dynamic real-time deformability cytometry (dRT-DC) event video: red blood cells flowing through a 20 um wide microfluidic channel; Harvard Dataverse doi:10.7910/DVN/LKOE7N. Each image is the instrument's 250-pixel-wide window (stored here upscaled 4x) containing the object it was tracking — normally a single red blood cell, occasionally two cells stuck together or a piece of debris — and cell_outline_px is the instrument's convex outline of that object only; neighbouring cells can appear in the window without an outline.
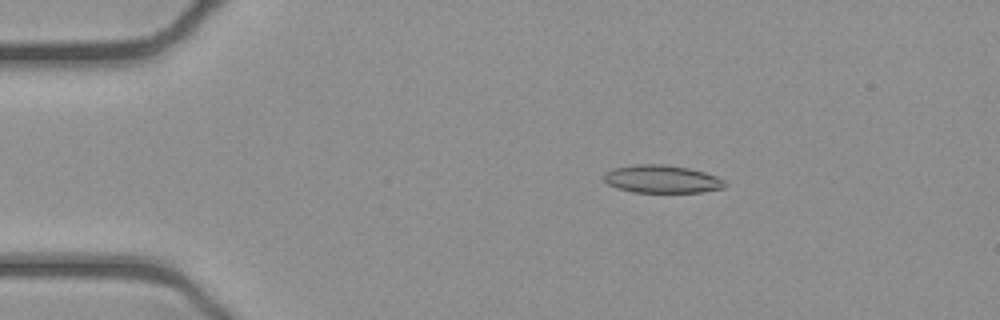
{"species": "common noctule bat (a hibernating species)", "species_latin": "Nyctalus noctula", "temperature_condition": "cold", "stored_images_in_passage": 53, "camera_frame_rate_fps": 3000, "um_per_image_px": 0.085, "animal": {"sex": "female", "body_mass_g": 21.9}, "frame": {"image": 1, "passage_image": 10, "time_ms": 3.0, "image_size_px": [1000, 320], "cell_outline_px": [[724, 188], [704, 192], [632, 192], [616, 188], [608, 184], [604, 180], [604, 172], [612, 168], [636, 164], [664, 164], [688, 168], [704, 172], [716, 176], [724, 180]], "centroid_in_image_um": [56.23, 15.22], "position_along_channel_um": 28.8, "area_um2": 19.71}}
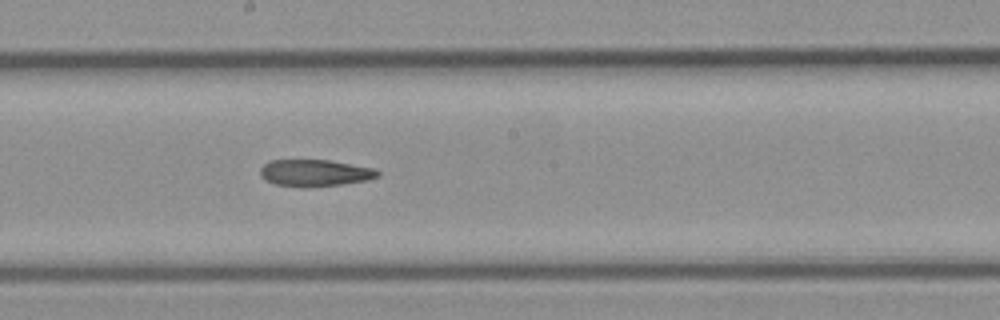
{"frame": {"image": 2, "passage_image": 29, "time_ms": 9.333, "image_size_px": [1000, 320], "cell_outline_px": [[380, 176], [368, 180], [340, 184], [308, 188], [276, 184], [264, 180], [260, 176], [260, 168], [268, 160], [328, 160], [372, 168], [380, 172]], "centroid_in_image_um": [26.72, 14.7], "position_along_channel_um": 221.5, "area_um2": 18.38}}
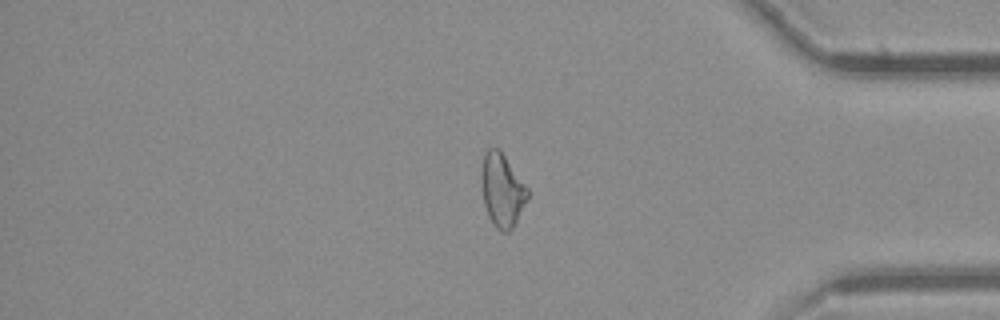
{"frame": {"image": 3, "passage_image": 44, "time_ms": 14.333, "image_size_px": [1000, 320], "cell_outline_px": [[528, 196], [516, 224], [508, 232], [500, 232], [492, 224], [488, 216], [484, 204], [480, 180], [480, 176], [484, 152], [492, 144], [500, 148], [528, 188]], "centroid_in_image_um": [42.65, 16.13], "position_along_channel_um": 392.5, "area_um2": 20.23}, "authors_computed_cell_mechanics": {"area_um2": 19.5942, "velocity_mm_per_s": 3.9298, "shape_relaxation_time_tau1_ms": null, "shape_relaxation_time_tau2_ms": 8.0111, "deformation_change_tau1": null, "deformation_change_tau2": 0.2151}}